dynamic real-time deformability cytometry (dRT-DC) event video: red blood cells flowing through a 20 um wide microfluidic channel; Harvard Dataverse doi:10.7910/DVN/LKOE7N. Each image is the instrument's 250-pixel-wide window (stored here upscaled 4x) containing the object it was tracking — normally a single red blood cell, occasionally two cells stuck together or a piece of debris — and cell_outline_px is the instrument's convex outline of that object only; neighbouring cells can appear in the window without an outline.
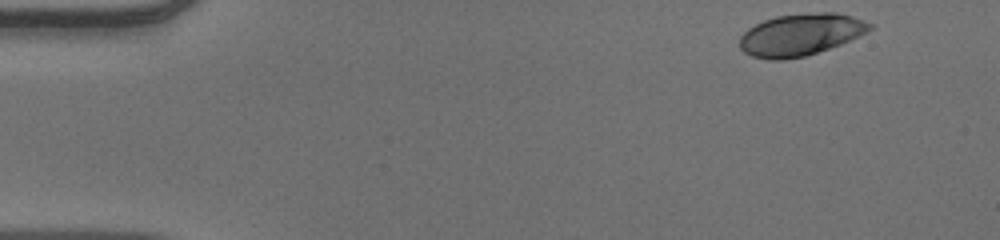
{"species": "human", "species_latin": "Homo sapiens", "temperature_condition": "warm", "stored_images_in_passage": 49, "camera_frame_rate_fps": 3000, "um_per_image_px": 0.085, "donor": {"sex": "male"}, "frame": {"image": 1, "passage_image": 1, "time_ms": 0.0, "image_size_px": [1000, 240], "cell_outline_px": [[876, 24], [872, 28], [840, 44], [804, 56], [780, 60], [768, 60], [752, 56], [744, 52], [740, 48], [740, 36], [748, 28], [764, 20], [776, 16], [820, 12], [836, 12], [852, 16]], "centroid_in_image_um": [68.03, 2.94], "position_along_channel_um": 17.0, "area_um2": 31.5}}
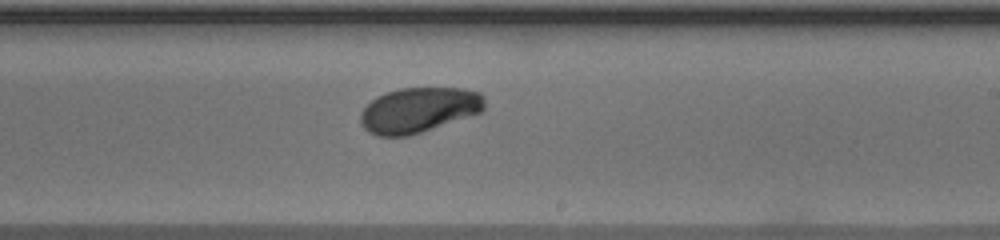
{"frame": {"image": 2, "passage_image": 28, "time_ms": 9.0, "image_size_px": [1000, 240], "cell_outline_px": [[484, 112], [408, 136], [376, 136], [368, 132], [364, 128], [360, 120], [360, 112], [376, 96], [400, 88], [464, 88], [480, 92], [484, 96]], "centroid_in_image_um": [35.61, 9.35], "position_along_channel_um": 253.4, "area_um2": 32.83}}
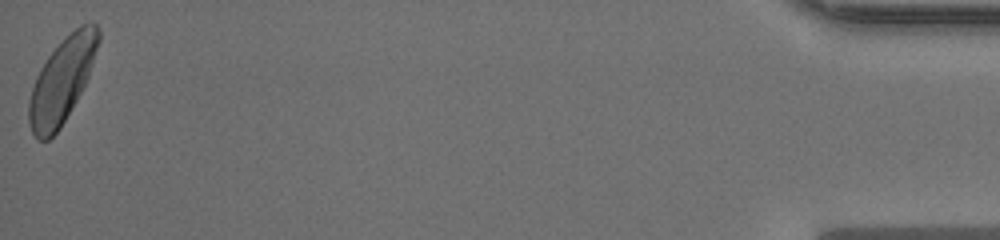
{"frame": {"image": 3, "passage_image": 49, "time_ms": 16.0, "image_size_px": [1000, 240], "cell_outline_px": [[100, 40], [88, 76], [76, 100], [60, 128], [48, 140], [36, 140], [32, 132], [28, 120], [28, 100], [36, 76], [40, 68], [48, 56], [80, 24], [88, 20], [92, 20], [96, 24], [100, 32]], "centroid_in_image_um": [5.26, 6.84], "position_along_channel_um": 429.9, "area_um2": 33.87}, "authors_computed_cell_mechanics": {"area_um2": 33.0038, "velocity_mm_per_s": 3.8856, "shape_relaxation_time_tau1_ms": 1.7044, "shape_relaxation_time_tau2_ms": null, "deformation_change_tau1": 0.11, "deformation_change_tau2": null}}